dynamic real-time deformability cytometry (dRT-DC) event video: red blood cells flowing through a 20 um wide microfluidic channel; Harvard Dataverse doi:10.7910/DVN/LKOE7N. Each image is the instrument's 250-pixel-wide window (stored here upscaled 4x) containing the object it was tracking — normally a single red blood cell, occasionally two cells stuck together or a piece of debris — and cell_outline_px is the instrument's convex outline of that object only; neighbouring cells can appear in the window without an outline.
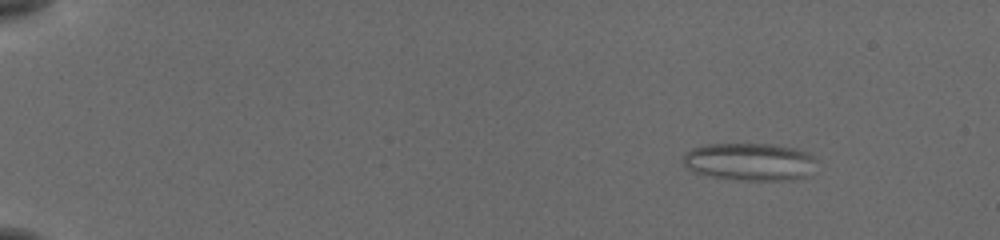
{"species": "common noctule bat (a hibernating species)", "species_latin": "Nyctalus noctula", "temperature_condition": "cold", "stored_images_in_passage": 50, "camera_frame_rate_fps": 3000, "um_per_image_px": 0.085, "animal": {"sex": "female", "body_mass_g": 19.5, "forearm_length_mm": 54.1}, "frame": {"image": 1, "passage_image": 1, "time_ms": 0.0, "image_size_px": [1000, 240], "cell_outline_px": [[816, 160], [808, 176], [792, 180], [744, 180], [712, 176], [692, 172], [680, 160], [692, 148], [708, 144], [772, 144], [792, 148], [808, 152]], "centroid_in_image_um": [63.71, 13.75], "position_along_channel_um": 21.3, "area_um2": 29.13}}
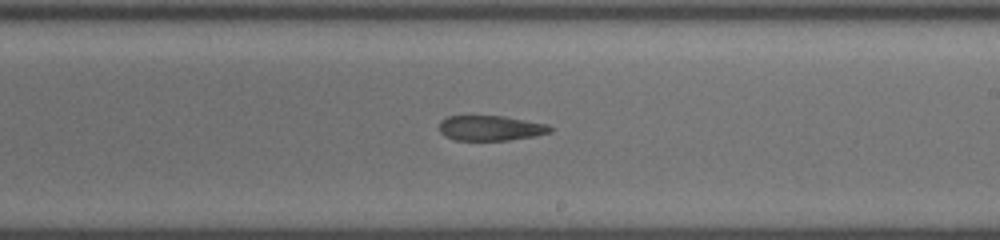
{"frame": {"image": 2, "passage_image": 29, "time_ms": 9.333, "image_size_px": [1000, 240], "cell_outline_px": [[552, 132], [536, 136], [508, 140], [456, 140], [444, 136], [440, 132], [440, 120], [448, 116], [504, 116], [548, 124], [552, 128]], "centroid_in_image_um": [41.71, 10.89], "position_along_channel_um": 247.3, "area_um2": 16.3}}
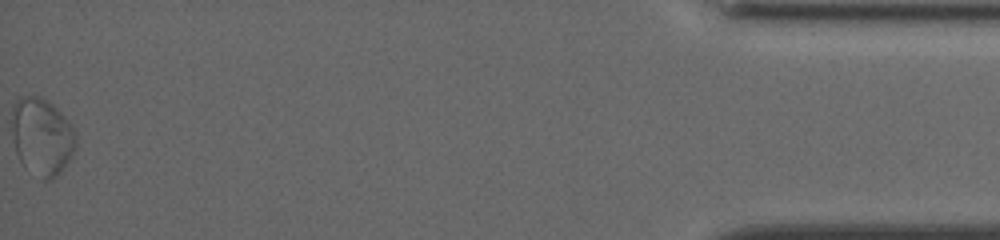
{"frame": {"image": 3, "passage_image": 50, "time_ms": 16.333, "image_size_px": [1000, 240], "cell_outline_px": [[76, 148], [60, 172], [52, 180], [44, 180], [20, 160], [16, 152], [12, 136], [12, 104], [20, 96], [40, 96], [52, 104], [72, 124], [76, 136]], "centroid_in_image_um": [3.56, 11.56], "position_along_channel_um": 431.6, "area_um2": 28.67}, "authors_computed_cell_mechanics": {"area_um2": 21.5883, "velocity_mm_per_s": 3.7842, "shape_relaxation_time_tau1_ms": null, "shape_relaxation_time_tau2_ms": 5.43, "deformation_change_tau1": null, "deformation_change_tau2": 0.1232}}